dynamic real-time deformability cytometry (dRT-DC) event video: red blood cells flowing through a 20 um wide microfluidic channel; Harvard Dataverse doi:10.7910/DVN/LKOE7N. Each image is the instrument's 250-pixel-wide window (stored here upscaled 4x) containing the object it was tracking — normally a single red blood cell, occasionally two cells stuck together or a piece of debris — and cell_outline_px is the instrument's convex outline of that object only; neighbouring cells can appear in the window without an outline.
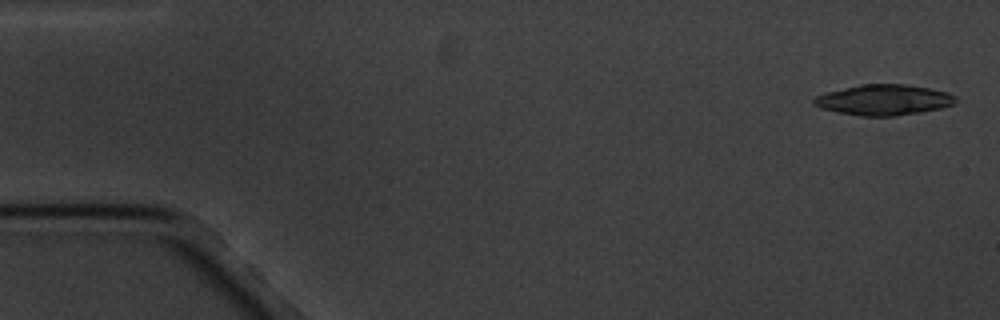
{"species": "common noctule bat (a hibernating species)", "species_latin": "Nyctalus noctula", "temperature_condition": "cold", "stored_images_in_passage": 5, "camera_frame_rate_fps": 3000, "um_per_image_px": 0.085, "animal": {"sex": "male", "body_mass_g": 20.1, "forearm_length_mm": 53.5}, "frame": {"image": 1, "passage_image": 1, "time_ms": 0.0, "image_size_px": [1000, 320], "cell_outline_px": [[956, 100], [952, 104], [940, 108], [896, 116], [860, 116], [820, 108], [812, 104], [812, 100], [816, 96], [828, 92], [860, 84], [908, 84], [948, 92], [956, 96]], "centroid_in_image_um": [75.1, 8.48], "position_along_channel_um": 9.9, "area_um2": 25.09}}
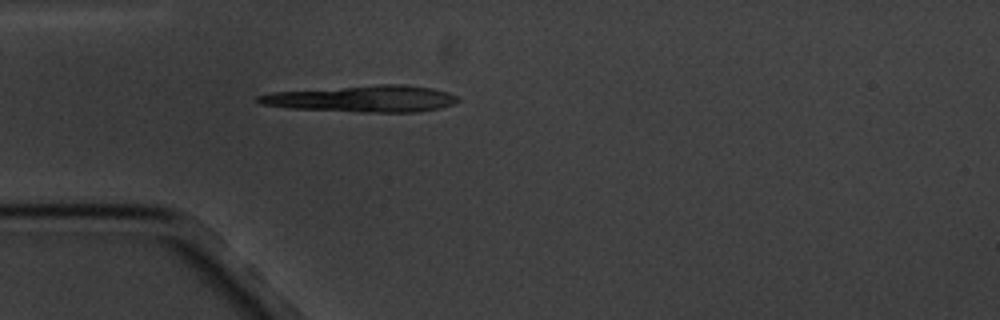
{"frame": {"image": 2, "passage_image": 5, "time_ms": 4.667, "image_size_px": [1000, 320], "cell_outline_px": [[460, 100], [456, 104], [440, 108], [420, 112], [360, 112], [292, 108], [260, 104], [256, 100], [256, 96], [272, 92], [376, 84], [404, 84], [432, 88], [448, 92], [460, 96]], "centroid_in_image_um": [30.89, 8.39], "position_along_channel_um": 54.1, "area_um2": 31.21}}